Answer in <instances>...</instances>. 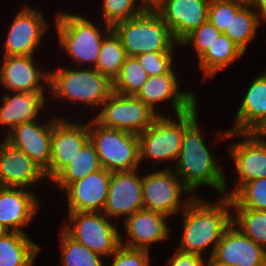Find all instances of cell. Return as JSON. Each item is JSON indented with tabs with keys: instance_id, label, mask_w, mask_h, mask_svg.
I'll list each match as a JSON object with an SVG mask.
<instances>
[{
	"instance_id": "1",
	"label": "cell",
	"mask_w": 266,
	"mask_h": 266,
	"mask_svg": "<svg viewBox=\"0 0 266 266\" xmlns=\"http://www.w3.org/2000/svg\"><path fill=\"white\" fill-rule=\"evenodd\" d=\"M230 197L225 196L218 204H209L196 197L186 199L183 208V235L178 249L203 255V251L213 243L212 257L225 231L232 225L233 214L229 211Z\"/></svg>"
},
{
	"instance_id": "2",
	"label": "cell",
	"mask_w": 266,
	"mask_h": 266,
	"mask_svg": "<svg viewBox=\"0 0 266 266\" xmlns=\"http://www.w3.org/2000/svg\"><path fill=\"white\" fill-rule=\"evenodd\" d=\"M195 119L182 136L181 151L178 162L170 167L182 180L191 193L201 185H209L224 194L226 192L225 176L217 159L205 145Z\"/></svg>"
},
{
	"instance_id": "3",
	"label": "cell",
	"mask_w": 266,
	"mask_h": 266,
	"mask_svg": "<svg viewBox=\"0 0 266 266\" xmlns=\"http://www.w3.org/2000/svg\"><path fill=\"white\" fill-rule=\"evenodd\" d=\"M112 30L120 38L127 57L149 52H173L180 45L155 10H145Z\"/></svg>"
},
{
	"instance_id": "4",
	"label": "cell",
	"mask_w": 266,
	"mask_h": 266,
	"mask_svg": "<svg viewBox=\"0 0 266 266\" xmlns=\"http://www.w3.org/2000/svg\"><path fill=\"white\" fill-rule=\"evenodd\" d=\"M89 140L99 156L101 167L109 172L138 169L140 163L139 136L108 128L95 119L88 124Z\"/></svg>"
},
{
	"instance_id": "5",
	"label": "cell",
	"mask_w": 266,
	"mask_h": 266,
	"mask_svg": "<svg viewBox=\"0 0 266 266\" xmlns=\"http://www.w3.org/2000/svg\"><path fill=\"white\" fill-rule=\"evenodd\" d=\"M50 90L56 97L100 106L113 92V82L95 68H59L49 72Z\"/></svg>"
},
{
	"instance_id": "6",
	"label": "cell",
	"mask_w": 266,
	"mask_h": 266,
	"mask_svg": "<svg viewBox=\"0 0 266 266\" xmlns=\"http://www.w3.org/2000/svg\"><path fill=\"white\" fill-rule=\"evenodd\" d=\"M55 22L59 44L63 50L77 65L92 63L91 65L95 68L102 42L112 31V27L106 25V31L103 34L90 20L65 12L58 13Z\"/></svg>"
},
{
	"instance_id": "7",
	"label": "cell",
	"mask_w": 266,
	"mask_h": 266,
	"mask_svg": "<svg viewBox=\"0 0 266 266\" xmlns=\"http://www.w3.org/2000/svg\"><path fill=\"white\" fill-rule=\"evenodd\" d=\"M197 105L186 113L177 115V122L164 115L158 116L139 136L140 162L142 158L161 160L178 159L184 130L197 119Z\"/></svg>"
},
{
	"instance_id": "8",
	"label": "cell",
	"mask_w": 266,
	"mask_h": 266,
	"mask_svg": "<svg viewBox=\"0 0 266 266\" xmlns=\"http://www.w3.org/2000/svg\"><path fill=\"white\" fill-rule=\"evenodd\" d=\"M108 219L103 211L69 213V224L63 229L94 253L108 257L120 246L121 239L116 224Z\"/></svg>"
},
{
	"instance_id": "9",
	"label": "cell",
	"mask_w": 266,
	"mask_h": 266,
	"mask_svg": "<svg viewBox=\"0 0 266 266\" xmlns=\"http://www.w3.org/2000/svg\"><path fill=\"white\" fill-rule=\"evenodd\" d=\"M95 120L101 125L139 135L162 114H156L133 95L112 92Z\"/></svg>"
},
{
	"instance_id": "10",
	"label": "cell",
	"mask_w": 266,
	"mask_h": 266,
	"mask_svg": "<svg viewBox=\"0 0 266 266\" xmlns=\"http://www.w3.org/2000/svg\"><path fill=\"white\" fill-rule=\"evenodd\" d=\"M143 208L163 213L167 216L178 214L180 196L191 191L172 170L165 168L142 178Z\"/></svg>"
},
{
	"instance_id": "11",
	"label": "cell",
	"mask_w": 266,
	"mask_h": 266,
	"mask_svg": "<svg viewBox=\"0 0 266 266\" xmlns=\"http://www.w3.org/2000/svg\"><path fill=\"white\" fill-rule=\"evenodd\" d=\"M248 137L244 141L234 143L230 147V154L235 161V168L239 174L238 188L226 196L231 197L237 189L250 181L266 178V141L260 139L257 132L238 133L223 132L220 138Z\"/></svg>"
},
{
	"instance_id": "12",
	"label": "cell",
	"mask_w": 266,
	"mask_h": 266,
	"mask_svg": "<svg viewBox=\"0 0 266 266\" xmlns=\"http://www.w3.org/2000/svg\"><path fill=\"white\" fill-rule=\"evenodd\" d=\"M89 141L87 125L54 118L51 136V163L45 172L53 180Z\"/></svg>"
},
{
	"instance_id": "13",
	"label": "cell",
	"mask_w": 266,
	"mask_h": 266,
	"mask_svg": "<svg viewBox=\"0 0 266 266\" xmlns=\"http://www.w3.org/2000/svg\"><path fill=\"white\" fill-rule=\"evenodd\" d=\"M129 171L111 172L110 186L107 200L104 206V214L110 217L132 215L143 209L142 178L135 172Z\"/></svg>"
},
{
	"instance_id": "14",
	"label": "cell",
	"mask_w": 266,
	"mask_h": 266,
	"mask_svg": "<svg viewBox=\"0 0 266 266\" xmlns=\"http://www.w3.org/2000/svg\"><path fill=\"white\" fill-rule=\"evenodd\" d=\"M209 3L210 0H163L155 11L180 43L208 20Z\"/></svg>"
},
{
	"instance_id": "15",
	"label": "cell",
	"mask_w": 266,
	"mask_h": 266,
	"mask_svg": "<svg viewBox=\"0 0 266 266\" xmlns=\"http://www.w3.org/2000/svg\"><path fill=\"white\" fill-rule=\"evenodd\" d=\"M37 122L33 120L17 125L11 131H8L5 140L22 150L46 172L51 163V136L54 119L42 126Z\"/></svg>"
},
{
	"instance_id": "16",
	"label": "cell",
	"mask_w": 266,
	"mask_h": 266,
	"mask_svg": "<svg viewBox=\"0 0 266 266\" xmlns=\"http://www.w3.org/2000/svg\"><path fill=\"white\" fill-rule=\"evenodd\" d=\"M47 28L43 14L30 7H24L11 24L5 41L4 56L33 55Z\"/></svg>"
},
{
	"instance_id": "17",
	"label": "cell",
	"mask_w": 266,
	"mask_h": 266,
	"mask_svg": "<svg viewBox=\"0 0 266 266\" xmlns=\"http://www.w3.org/2000/svg\"><path fill=\"white\" fill-rule=\"evenodd\" d=\"M212 258L231 266H266V249L232 223L217 244Z\"/></svg>"
},
{
	"instance_id": "18",
	"label": "cell",
	"mask_w": 266,
	"mask_h": 266,
	"mask_svg": "<svg viewBox=\"0 0 266 266\" xmlns=\"http://www.w3.org/2000/svg\"><path fill=\"white\" fill-rule=\"evenodd\" d=\"M111 172L101 168L70 184L66 189L69 213L101 212L110 186Z\"/></svg>"
},
{
	"instance_id": "19",
	"label": "cell",
	"mask_w": 266,
	"mask_h": 266,
	"mask_svg": "<svg viewBox=\"0 0 266 266\" xmlns=\"http://www.w3.org/2000/svg\"><path fill=\"white\" fill-rule=\"evenodd\" d=\"M153 112L155 103L171 99L176 116L186 113L196 105V97L191 91H178V81L173 68L166 74L148 77L135 95Z\"/></svg>"
},
{
	"instance_id": "20",
	"label": "cell",
	"mask_w": 266,
	"mask_h": 266,
	"mask_svg": "<svg viewBox=\"0 0 266 266\" xmlns=\"http://www.w3.org/2000/svg\"><path fill=\"white\" fill-rule=\"evenodd\" d=\"M44 177H46L45 172L32 159L4 139L0 144L1 187L23 188L33 185Z\"/></svg>"
},
{
	"instance_id": "21",
	"label": "cell",
	"mask_w": 266,
	"mask_h": 266,
	"mask_svg": "<svg viewBox=\"0 0 266 266\" xmlns=\"http://www.w3.org/2000/svg\"><path fill=\"white\" fill-rule=\"evenodd\" d=\"M167 215L148 209H141L125 219L124 227L130 237L127 243L120 239V245L149 251L151 243L166 240L169 228L165 222Z\"/></svg>"
},
{
	"instance_id": "22",
	"label": "cell",
	"mask_w": 266,
	"mask_h": 266,
	"mask_svg": "<svg viewBox=\"0 0 266 266\" xmlns=\"http://www.w3.org/2000/svg\"><path fill=\"white\" fill-rule=\"evenodd\" d=\"M35 194L22 187L0 186V224L11 232H25L36 212L39 203Z\"/></svg>"
},
{
	"instance_id": "23",
	"label": "cell",
	"mask_w": 266,
	"mask_h": 266,
	"mask_svg": "<svg viewBox=\"0 0 266 266\" xmlns=\"http://www.w3.org/2000/svg\"><path fill=\"white\" fill-rule=\"evenodd\" d=\"M0 67V82L13 93L44 92L40 80L49 85V72H40L35 65L33 55L4 56ZM42 78V79H41Z\"/></svg>"
},
{
	"instance_id": "24",
	"label": "cell",
	"mask_w": 266,
	"mask_h": 266,
	"mask_svg": "<svg viewBox=\"0 0 266 266\" xmlns=\"http://www.w3.org/2000/svg\"><path fill=\"white\" fill-rule=\"evenodd\" d=\"M244 96L235 126L229 131L258 132L266 124V72L253 80Z\"/></svg>"
},
{
	"instance_id": "25",
	"label": "cell",
	"mask_w": 266,
	"mask_h": 266,
	"mask_svg": "<svg viewBox=\"0 0 266 266\" xmlns=\"http://www.w3.org/2000/svg\"><path fill=\"white\" fill-rule=\"evenodd\" d=\"M44 92H29L5 95L0 106V124L9 126L11 131L19 124L36 120L45 103Z\"/></svg>"
},
{
	"instance_id": "26",
	"label": "cell",
	"mask_w": 266,
	"mask_h": 266,
	"mask_svg": "<svg viewBox=\"0 0 266 266\" xmlns=\"http://www.w3.org/2000/svg\"><path fill=\"white\" fill-rule=\"evenodd\" d=\"M40 249L25 232H10L0 238V266H33Z\"/></svg>"
},
{
	"instance_id": "27",
	"label": "cell",
	"mask_w": 266,
	"mask_h": 266,
	"mask_svg": "<svg viewBox=\"0 0 266 266\" xmlns=\"http://www.w3.org/2000/svg\"><path fill=\"white\" fill-rule=\"evenodd\" d=\"M101 168L97 151L89 140L52 182L65 190L70 184Z\"/></svg>"
},
{
	"instance_id": "28",
	"label": "cell",
	"mask_w": 266,
	"mask_h": 266,
	"mask_svg": "<svg viewBox=\"0 0 266 266\" xmlns=\"http://www.w3.org/2000/svg\"><path fill=\"white\" fill-rule=\"evenodd\" d=\"M242 55L244 52L222 33L199 58V65L204 75L210 77L235 62Z\"/></svg>"
},
{
	"instance_id": "29",
	"label": "cell",
	"mask_w": 266,
	"mask_h": 266,
	"mask_svg": "<svg viewBox=\"0 0 266 266\" xmlns=\"http://www.w3.org/2000/svg\"><path fill=\"white\" fill-rule=\"evenodd\" d=\"M126 58L120 38L112 30L102 42L95 69L113 82L119 75Z\"/></svg>"
},
{
	"instance_id": "30",
	"label": "cell",
	"mask_w": 266,
	"mask_h": 266,
	"mask_svg": "<svg viewBox=\"0 0 266 266\" xmlns=\"http://www.w3.org/2000/svg\"><path fill=\"white\" fill-rule=\"evenodd\" d=\"M251 7V5H244L236 16L232 17L229 27L223 32L244 53L246 52L247 44L255 36L256 28L260 24L258 13L253 8L251 10Z\"/></svg>"
},
{
	"instance_id": "31",
	"label": "cell",
	"mask_w": 266,
	"mask_h": 266,
	"mask_svg": "<svg viewBox=\"0 0 266 266\" xmlns=\"http://www.w3.org/2000/svg\"><path fill=\"white\" fill-rule=\"evenodd\" d=\"M232 223L238 225L244 235L266 249V211L234 207Z\"/></svg>"
},
{
	"instance_id": "32",
	"label": "cell",
	"mask_w": 266,
	"mask_h": 266,
	"mask_svg": "<svg viewBox=\"0 0 266 266\" xmlns=\"http://www.w3.org/2000/svg\"><path fill=\"white\" fill-rule=\"evenodd\" d=\"M148 79V75L135 57H127L119 75L113 81V92L135 96Z\"/></svg>"
},
{
	"instance_id": "33",
	"label": "cell",
	"mask_w": 266,
	"mask_h": 266,
	"mask_svg": "<svg viewBox=\"0 0 266 266\" xmlns=\"http://www.w3.org/2000/svg\"><path fill=\"white\" fill-rule=\"evenodd\" d=\"M62 266H104L99 254L61 231Z\"/></svg>"
},
{
	"instance_id": "34",
	"label": "cell",
	"mask_w": 266,
	"mask_h": 266,
	"mask_svg": "<svg viewBox=\"0 0 266 266\" xmlns=\"http://www.w3.org/2000/svg\"><path fill=\"white\" fill-rule=\"evenodd\" d=\"M231 206L266 211V178L243 184L230 197Z\"/></svg>"
},
{
	"instance_id": "35",
	"label": "cell",
	"mask_w": 266,
	"mask_h": 266,
	"mask_svg": "<svg viewBox=\"0 0 266 266\" xmlns=\"http://www.w3.org/2000/svg\"><path fill=\"white\" fill-rule=\"evenodd\" d=\"M136 0H103V14L106 25L113 27L145 11L135 5Z\"/></svg>"
},
{
	"instance_id": "36",
	"label": "cell",
	"mask_w": 266,
	"mask_h": 266,
	"mask_svg": "<svg viewBox=\"0 0 266 266\" xmlns=\"http://www.w3.org/2000/svg\"><path fill=\"white\" fill-rule=\"evenodd\" d=\"M244 5L237 2L210 0L208 6V21L223 33L237 12Z\"/></svg>"
},
{
	"instance_id": "37",
	"label": "cell",
	"mask_w": 266,
	"mask_h": 266,
	"mask_svg": "<svg viewBox=\"0 0 266 266\" xmlns=\"http://www.w3.org/2000/svg\"><path fill=\"white\" fill-rule=\"evenodd\" d=\"M221 34L222 33L207 20L188 34L179 44L189 45L193 43L198 57L200 58Z\"/></svg>"
},
{
	"instance_id": "38",
	"label": "cell",
	"mask_w": 266,
	"mask_h": 266,
	"mask_svg": "<svg viewBox=\"0 0 266 266\" xmlns=\"http://www.w3.org/2000/svg\"><path fill=\"white\" fill-rule=\"evenodd\" d=\"M174 52H149L135 56L148 77L168 73L172 67Z\"/></svg>"
},
{
	"instance_id": "39",
	"label": "cell",
	"mask_w": 266,
	"mask_h": 266,
	"mask_svg": "<svg viewBox=\"0 0 266 266\" xmlns=\"http://www.w3.org/2000/svg\"><path fill=\"white\" fill-rule=\"evenodd\" d=\"M111 256L114 257L111 266H150L147 250L120 245Z\"/></svg>"
},
{
	"instance_id": "40",
	"label": "cell",
	"mask_w": 266,
	"mask_h": 266,
	"mask_svg": "<svg viewBox=\"0 0 266 266\" xmlns=\"http://www.w3.org/2000/svg\"><path fill=\"white\" fill-rule=\"evenodd\" d=\"M170 266H206L202 255L184 252L179 249L169 259Z\"/></svg>"
},
{
	"instance_id": "41",
	"label": "cell",
	"mask_w": 266,
	"mask_h": 266,
	"mask_svg": "<svg viewBox=\"0 0 266 266\" xmlns=\"http://www.w3.org/2000/svg\"><path fill=\"white\" fill-rule=\"evenodd\" d=\"M250 5L261 11V17L266 21V0H250Z\"/></svg>"
},
{
	"instance_id": "42",
	"label": "cell",
	"mask_w": 266,
	"mask_h": 266,
	"mask_svg": "<svg viewBox=\"0 0 266 266\" xmlns=\"http://www.w3.org/2000/svg\"><path fill=\"white\" fill-rule=\"evenodd\" d=\"M143 4L142 7L145 10H155L163 0H142Z\"/></svg>"
},
{
	"instance_id": "43",
	"label": "cell",
	"mask_w": 266,
	"mask_h": 266,
	"mask_svg": "<svg viewBox=\"0 0 266 266\" xmlns=\"http://www.w3.org/2000/svg\"><path fill=\"white\" fill-rule=\"evenodd\" d=\"M206 262V266H231L225 263L217 262L212 257H209Z\"/></svg>"
},
{
	"instance_id": "44",
	"label": "cell",
	"mask_w": 266,
	"mask_h": 266,
	"mask_svg": "<svg viewBox=\"0 0 266 266\" xmlns=\"http://www.w3.org/2000/svg\"><path fill=\"white\" fill-rule=\"evenodd\" d=\"M11 231L8 230L6 227L0 224V238H3L4 236L8 235Z\"/></svg>"
},
{
	"instance_id": "45",
	"label": "cell",
	"mask_w": 266,
	"mask_h": 266,
	"mask_svg": "<svg viewBox=\"0 0 266 266\" xmlns=\"http://www.w3.org/2000/svg\"><path fill=\"white\" fill-rule=\"evenodd\" d=\"M223 1L237 2L242 5H250V0H223Z\"/></svg>"
},
{
	"instance_id": "46",
	"label": "cell",
	"mask_w": 266,
	"mask_h": 266,
	"mask_svg": "<svg viewBox=\"0 0 266 266\" xmlns=\"http://www.w3.org/2000/svg\"><path fill=\"white\" fill-rule=\"evenodd\" d=\"M259 134V136H266V124L257 132Z\"/></svg>"
}]
</instances>
